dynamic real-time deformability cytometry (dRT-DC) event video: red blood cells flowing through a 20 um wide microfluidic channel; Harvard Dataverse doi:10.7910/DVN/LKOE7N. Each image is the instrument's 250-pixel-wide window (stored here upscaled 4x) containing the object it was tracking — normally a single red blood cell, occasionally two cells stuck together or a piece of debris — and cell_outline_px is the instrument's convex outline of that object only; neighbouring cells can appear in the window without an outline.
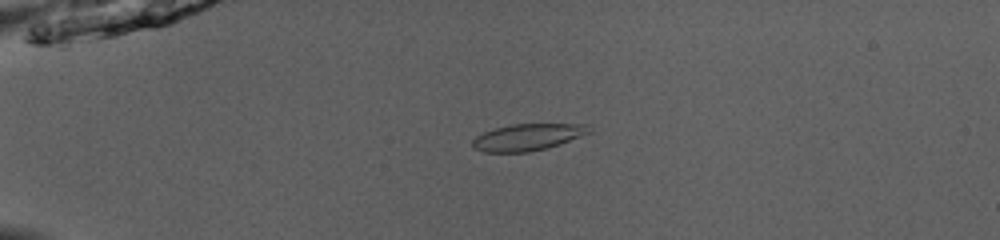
{"species": "common noctule bat (a hibernating species)", "species_latin": "Nyctalus noctula", "temperature_condition": "room temperature", "stored_images_in_passage": 43, "camera_frame_rate_fps": 3000, "um_per_image_px": 0.085, "animal": {"sex": "male", "body_mass_g": 13.0, "forearm_length_mm": 53.1}, "frame": {"image": 1, "passage_image": 6, "time_ms": 1.667, "image_size_px": [1000, 240], "cell_outline_px": [[592, 132], [548, 148], [528, 152], [484, 152], [476, 148], [472, 144], [472, 140], [476, 136], [484, 132], [496, 128], [512, 124], [588, 124], [592, 128]], "centroid_in_image_um": [44.89, 11.65], "position_along_channel_um": 40.1, "area_um2": 18.09}}
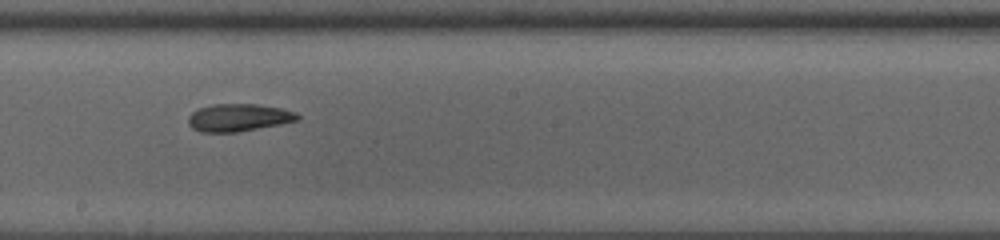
{"frame": {"image": 2, "passage_image": 23, "time_ms": 7.333, "image_size_px": [1000, 240], "cell_outline_px": [[300, 120], [280, 124], [236, 132], [200, 132], [192, 128], [188, 124], [188, 116], [192, 112], [200, 108], [212, 104], [260, 104], [280, 108], [296, 112], [300, 116]], "centroid_in_image_um": [20.28, 9.99], "position_along_channel_um": 227.9, "area_um2": 17.57}}
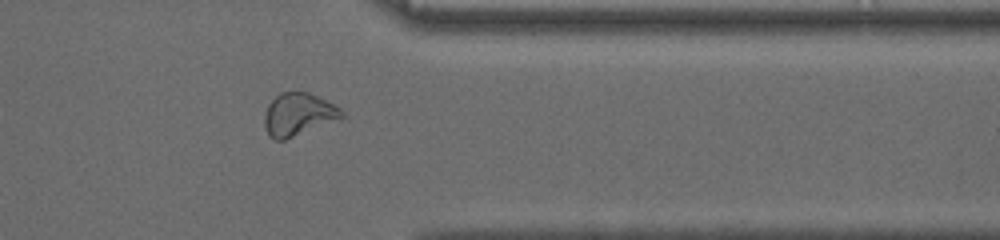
{"frame": {"image": 3, "passage_image": 35, "time_ms": 11.333, "image_size_px": [1000, 240], "cell_outline_px": [[344, 116], [284, 140], [276, 140], [268, 132], [264, 124], [264, 116], [268, 104], [280, 92], [308, 92], [340, 108], [344, 112]], "centroid_in_image_um": [25.32, 9.7], "position_along_channel_um": 386.1, "area_um2": 18.55}, "authors_computed_cell_mechanics": {"area_um2": 18.3804, "velocity_mm_per_s": 4.0464, "shape_relaxation_time_tau1_ms": 4.3895, "shape_relaxation_time_tau2_ms": 3.6914, "deformation_change_tau1": 0.1265, "deformation_change_tau2": 0.107}}